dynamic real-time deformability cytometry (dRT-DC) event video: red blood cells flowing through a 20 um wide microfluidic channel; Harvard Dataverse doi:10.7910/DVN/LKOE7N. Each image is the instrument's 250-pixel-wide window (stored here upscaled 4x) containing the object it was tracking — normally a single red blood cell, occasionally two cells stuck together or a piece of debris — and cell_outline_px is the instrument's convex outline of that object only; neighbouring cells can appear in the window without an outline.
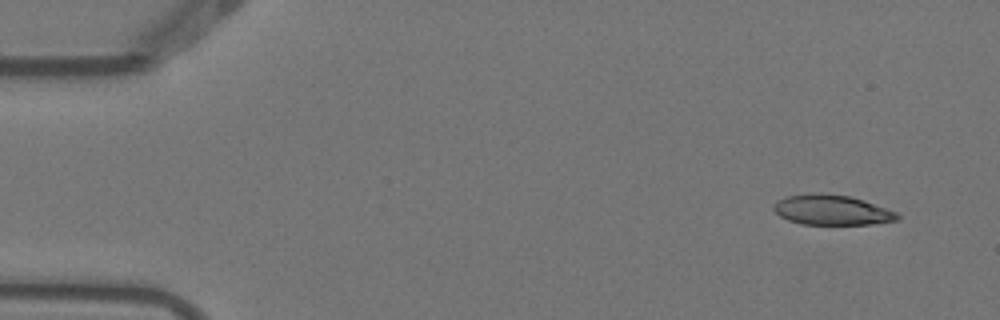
{"species": "Egyptian fruit bat (a non-hibernating species)", "species_latin": "Rousettus aegyptiacus", "temperature_condition": "warm", "stored_images_in_passage": 5, "camera_frame_rate_fps": 3000, "um_per_image_px": 0.085, "animal": {"sex": "female"}, "frame": {"image": 1, "passage_image": 1, "time_ms": 0.0, "image_size_px": [1000, 320], "cell_outline_px": [[900, 216], [896, 220], [872, 224], [800, 224], [788, 220], [780, 216], [772, 208], [772, 204], [776, 200], [788, 196], [848, 196], [864, 200], [896, 212]], "centroid_in_image_um": [70.7, 17.9], "position_along_channel_um": 14.3, "area_um2": 20.75}}
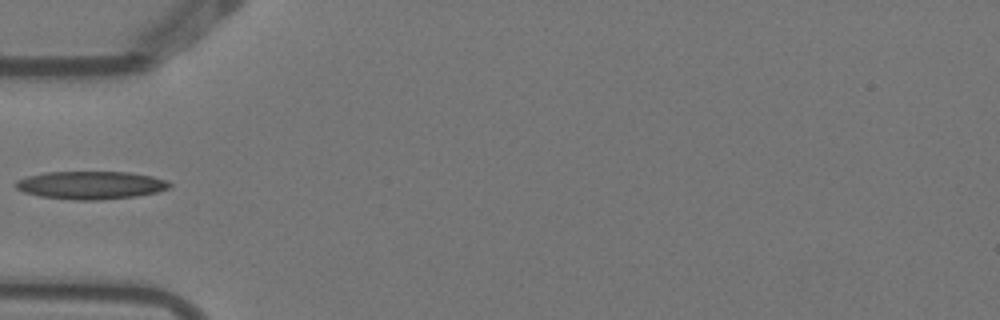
{"frame": {"image": 2, "passage_image": 4, "time_ms": 1.0, "image_size_px": [1000, 320], "cell_outline_px": [[172, 184], [168, 188], [156, 192], [136, 196], [100, 200], [72, 200], [40, 196], [24, 192], [16, 188], [16, 180], [28, 176], [44, 172], [128, 172], [152, 176], [168, 180]], "centroid_in_image_um": [7.72, 15.74], "position_along_channel_um": 77.3, "area_um2": 25.09}}
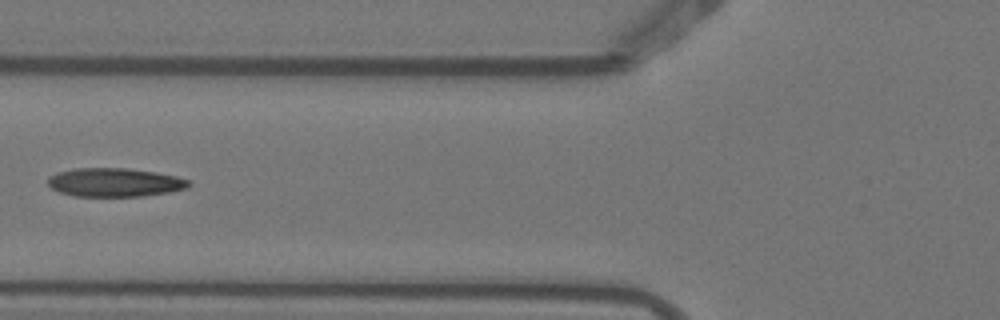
{"frame": {"image": 3, "passage_image": 5, "time_ms": 1.333, "image_size_px": [1000, 320], "cell_outline_px": [[192, 184], [188, 188], [168, 192], [144, 196], [72, 196], [60, 192], [52, 188], [48, 184], [48, 176], [56, 172], [76, 168], [128, 168], [156, 172], [176, 176], [188, 180]], "centroid_in_image_um": [9.74, 15.5], "position_along_channel_um": 116.1, "area_um2": 23.64}}